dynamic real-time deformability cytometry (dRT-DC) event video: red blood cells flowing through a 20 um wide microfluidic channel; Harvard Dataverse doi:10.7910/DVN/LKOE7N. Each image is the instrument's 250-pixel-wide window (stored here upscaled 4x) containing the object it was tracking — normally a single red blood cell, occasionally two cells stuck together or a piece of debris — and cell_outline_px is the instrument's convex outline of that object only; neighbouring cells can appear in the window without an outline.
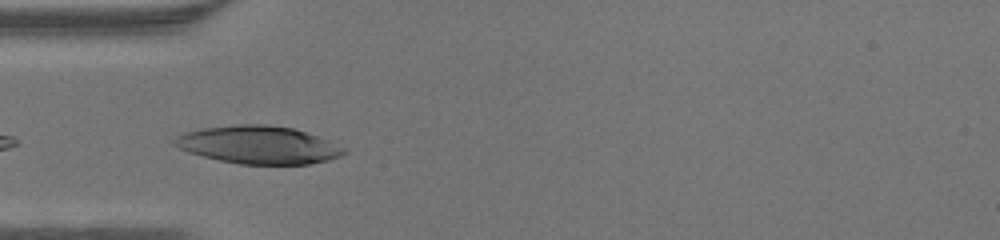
{"species": "human", "species_latin": "Homo sapiens", "temperature_condition": "warm", "stored_images_in_passage": 9, "camera_frame_rate_fps": 3000, "um_per_image_px": 0.085, "donor": {"sex": "male"}, "frame": {"image": 1, "passage_image": 1, "time_ms": 0.0, "image_size_px": [1000, 240], "cell_outline_px": [[348, 152], [340, 156], [328, 160], [308, 164], [240, 164], [220, 160], [188, 152], [172, 144], [172, 140], [176, 136], [184, 132], [204, 128], [236, 124], [264, 124], [292, 128], [328, 140], [344, 148]], "centroid_in_image_um": [21.94, 12.31], "position_along_channel_um": 63.1, "area_um2": 37.11}}
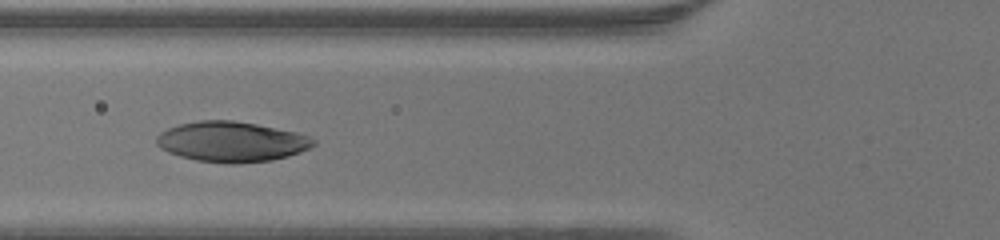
{"frame": {"image": 2, "passage_image": 4, "time_ms": 1.0, "image_size_px": [1000, 240], "cell_outline_px": [[316, 144], [312, 148], [288, 156], [272, 160], [240, 164], [232, 164], [196, 160], [180, 156], [168, 152], [160, 148], [156, 144], [156, 136], [160, 132], [168, 128], [180, 124], [200, 120], [232, 120], [256, 124], [296, 132], [308, 136], [316, 140]], "centroid_in_image_um": [19.69, 12.05], "position_along_channel_um": 106.1, "area_um2": 36.99}}
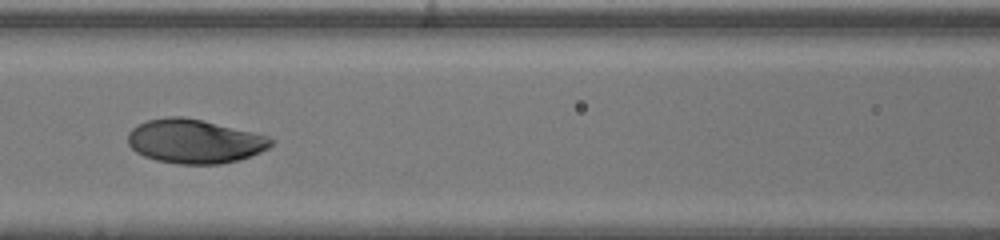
{"frame": {"image": 3, "passage_image": 7, "time_ms": 2.0, "image_size_px": [1000, 240], "cell_outline_px": [[276, 140], [268, 148], [260, 152], [240, 160], [220, 164], [176, 164], [156, 160], [144, 156], [136, 152], [128, 144], [128, 132], [132, 128], [148, 120], [168, 116], [180, 116], [200, 120], [252, 132], [268, 136]], "centroid_in_image_um": [16.53, 12.02], "position_along_channel_um": 150.1, "area_um2": 36.59}}